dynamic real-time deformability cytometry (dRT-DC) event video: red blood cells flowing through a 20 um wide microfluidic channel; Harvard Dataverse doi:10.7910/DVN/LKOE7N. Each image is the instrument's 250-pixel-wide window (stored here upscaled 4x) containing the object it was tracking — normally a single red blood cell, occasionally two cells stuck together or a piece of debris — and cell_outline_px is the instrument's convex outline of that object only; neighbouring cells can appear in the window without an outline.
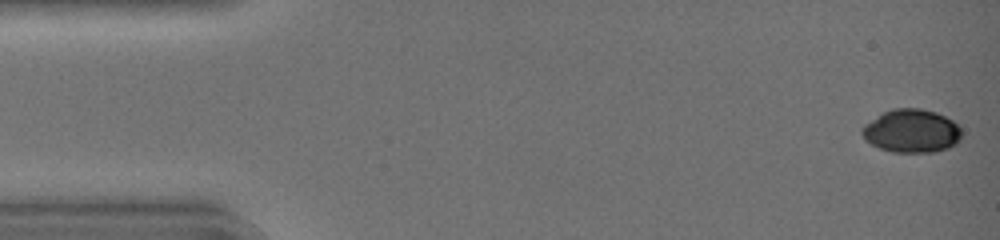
{"species": "common noctule bat (a hibernating species)", "species_latin": "Nyctalus noctula", "temperature_condition": "warm", "stored_images_in_passage": 43, "camera_frame_rate_fps": 3000, "um_per_image_px": 0.085, "animal": {"sex": "female", "body_mass_g": 19.0, "forearm_length_mm": 51.5}, "frame": {"image": 1, "passage_image": 1, "time_ms": 0.0, "image_size_px": [1000, 240], "cell_outline_px": [[960, 140], [956, 144], [948, 148], [936, 152], [892, 152], [880, 148], [864, 140], [860, 132], [864, 124], [884, 112], [892, 108], [920, 108], [936, 112], [952, 120], [960, 128]], "centroid_in_image_um": [77.46, 11.14], "position_along_channel_um": 7.5, "area_um2": 25.2}}
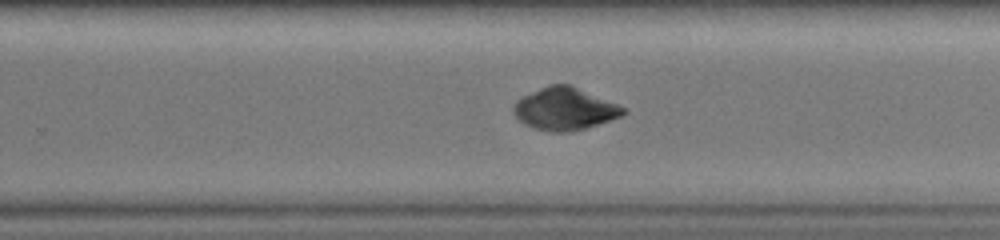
{"frame": {"image": 2, "passage_image": 28, "time_ms": 9.0, "image_size_px": [1000, 240], "cell_outline_px": [[628, 112], [620, 116], [572, 132], [552, 132], [532, 128], [524, 124], [512, 112], [512, 108], [516, 100], [548, 84], [568, 84], [616, 104], [624, 108]], "centroid_in_image_um": [47.94, 9.26], "position_along_channel_um": 281.9, "area_um2": 26.65}}
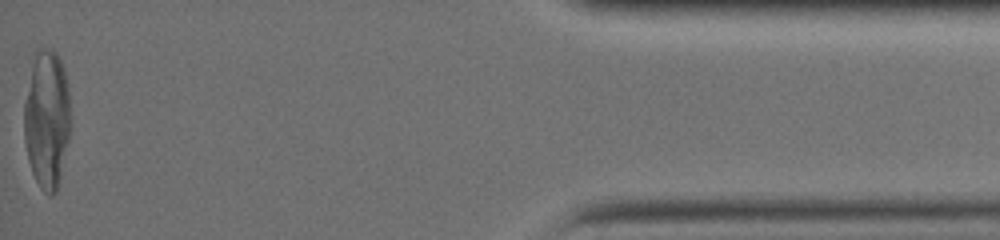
{"frame": {"image": 3, "passage_image": 43, "time_ms": 14.0, "image_size_px": [1000, 240], "cell_outline_px": [[68, 140], [60, 176], [56, 192], [52, 196], [48, 196], [40, 188], [32, 172], [28, 160], [24, 140], [24, 100], [32, 64], [36, 52], [40, 48], [52, 48], [56, 52], [64, 68], [68, 88]], "centroid_in_image_um": [3.95, 10.13], "position_along_channel_um": 431.2, "area_um2": 37.17}, "authors_computed_cell_mechanics": {"area_um2": 28.033, "velocity_mm_per_s": 4.482, "shape_relaxation_time_tau1_ms": 5.3025, "shape_relaxation_time_tau2_ms": 2.3665, "deformation_change_tau1": 0.2198, "deformation_change_tau2": 0.02}}